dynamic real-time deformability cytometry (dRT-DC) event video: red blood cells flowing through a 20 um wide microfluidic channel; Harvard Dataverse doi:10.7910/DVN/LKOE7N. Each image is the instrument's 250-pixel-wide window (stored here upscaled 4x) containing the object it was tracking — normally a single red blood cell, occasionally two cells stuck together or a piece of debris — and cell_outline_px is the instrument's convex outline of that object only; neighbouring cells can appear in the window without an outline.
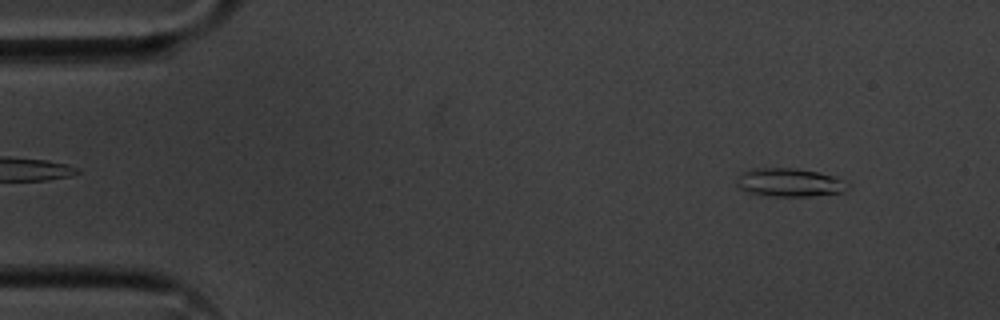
{"species": "common noctule bat (a hibernating species)", "species_latin": "Nyctalus noctula", "temperature_condition": "cold", "stored_images_in_passage": 54, "camera_frame_rate_fps": 3000, "um_per_image_px": 0.085, "animal": {"sex": "male", "body_mass_g": 20.1, "forearm_length_mm": 53.5}, "frame": {"image": 1, "passage_image": 5, "time_ms": 1.333, "image_size_px": [1000, 320], "cell_outline_px": [[852, 188], [844, 192], [812, 196], [772, 196], [748, 192], [740, 188], [736, 184], [736, 176], [744, 172], [756, 168], [796, 168], [836, 176], [852, 184]], "centroid_in_image_um": [67.18, 15.51], "position_along_channel_um": 17.8, "area_um2": 18.61}}
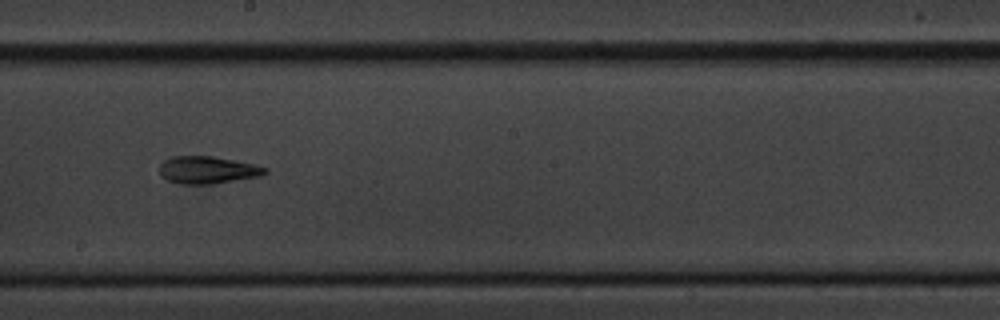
{"frame": {"image": 2, "passage_image": 30, "time_ms": 9.667, "image_size_px": [1000, 320], "cell_outline_px": [[268, 172], [260, 176], [212, 184], [180, 184], [168, 180], [160, 176], [160, 164], [164, 160], [172, 156], [208, 156], [232, 160], [252, 164], [268, 168]], "centroid_in_image_um": [17.61, 14.45], "position_along_channel_um": 230.6, "area_um2": 16.7}}
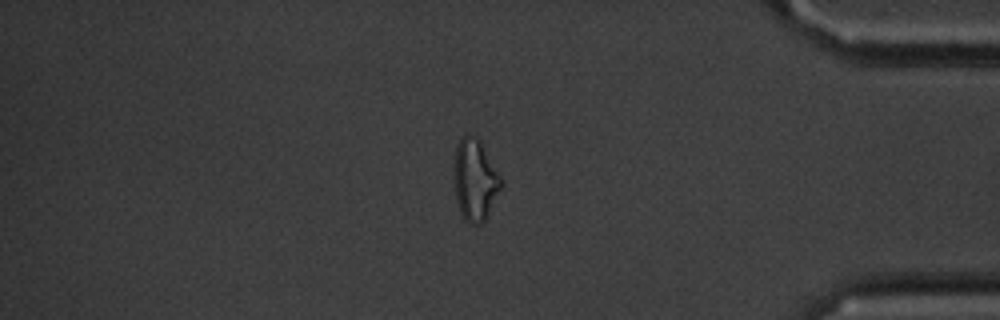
{"frame": {"image": 3, "passage_image": 46, "time_ms": 15.0, "image_size_px": [1000, 320], "cell_outline_px": [[500, 188], [484, 220], [480, 224], [468, 224], [464, 220], [460, 212], [456, 200], [456, 144], [460, 136], [468, 132], [476, 136], [480, 140], [500, 176]], "centroid_in_image_um": [40.36, 15.25], "position_along_channel_um": 394.8, "area_um2": 21.68}, "authors_computed_cell_mechanics": {"area_um2": 16.9065, "velocity_mm_per_s": 3.6268, "shape_relaxation_time_tau1_ms": 5.0082, "shape_relaxation_time_tau2_ms": 6.5169, "deformation_change_tau1": 0.1808, "deformation_change_tau2": 0.1786}}